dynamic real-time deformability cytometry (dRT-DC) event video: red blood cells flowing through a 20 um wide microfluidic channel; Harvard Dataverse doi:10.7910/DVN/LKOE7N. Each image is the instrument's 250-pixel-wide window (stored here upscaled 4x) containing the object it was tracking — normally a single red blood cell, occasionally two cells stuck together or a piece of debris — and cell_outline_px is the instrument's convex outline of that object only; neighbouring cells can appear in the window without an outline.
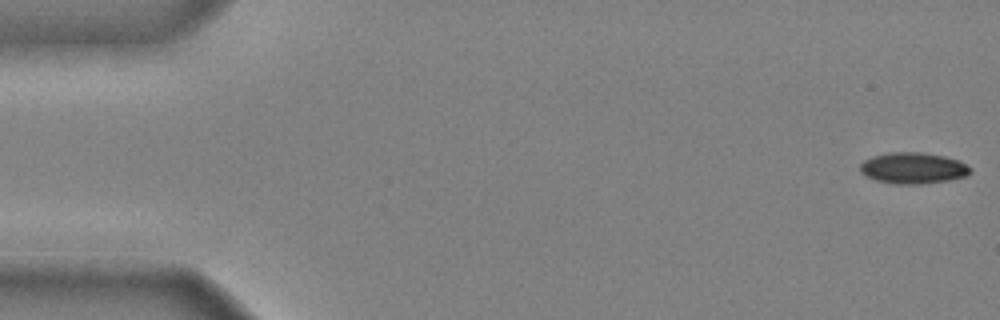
{"species": "common noctule bat (a hibernating species)", "species_latin": "Nyctalus noctula", "temperature_condition": "cold", "stored_images_in_passage": 47, "camera_frame_rate_fps": 3000, "um_per_image_px": 0.085, "animal": {"sex": "male", "body_mass_g": 20.4}, "frame": {"image": 1, "passage_image": 1, "time_ms": 0.0, "image_size_px": [1000, 320], "cell_outline_px": [[972, 172], [968, 176], [948, 180], [920, 184], [896, 184], [876, 180], [864, 176], [860, 172], [860, 164], [864, 160], [872, 156], [888, 152], [920, 152], [944, 156], [960, 160], [972, 168]], "centroid_in_image_um": [77.62, 14.28], "position_along_channel_um": 7.4, "area_um2": 20.29}}
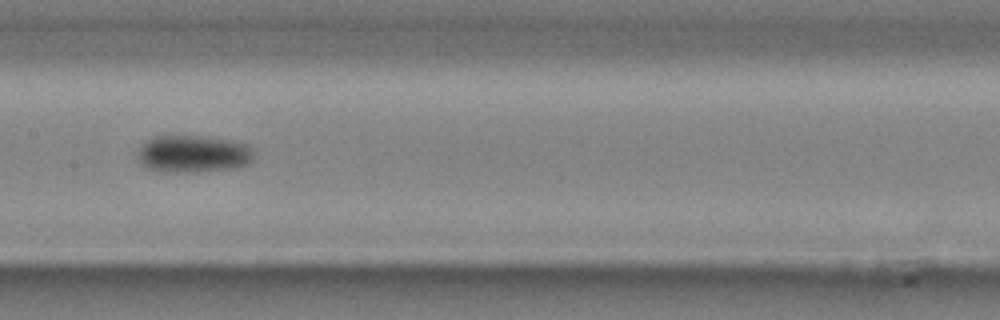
{"frame": {"image": 2, "passage_image": 25, "time_ms": 8.0, "image_size_px": [1000, 320], "cell_outline_px": [[252, 160], [248, 164], [236, 168], [200, 172], [160, 172], [148, 168], [140, 160], [140, 148], [148, 140], [156, 136], [208, 136], [236, 140], [248, 144], [252, 152]], "centroid_in_image_um": [16.5, 13.08], "position_along_channel_um": 190.9, "area_um2": 25.32}}
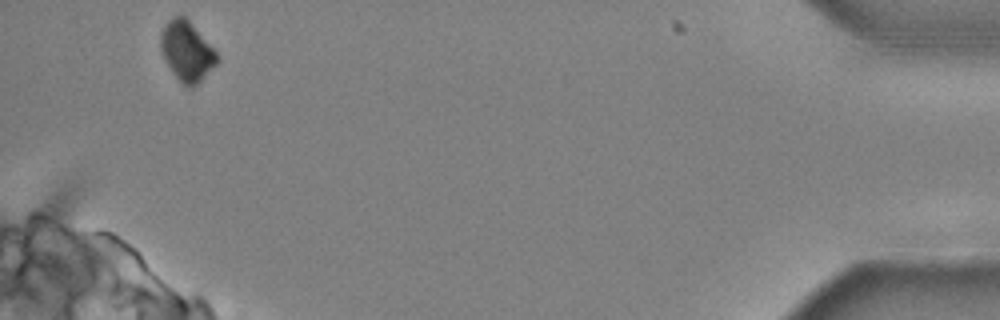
{"frame": {"image": 3, "passage_image": 47, "time_ms": 15.333, "image_size_px": [1000, 320], "cell_outline_px": [[220, 60], [192, 88], [188, 88], [172, 72], [160, 48], [160, 36], [164, 24], [168, 20], [176, 16], [184, 16], [192, 24], [216, 52]], "centroid_in_image_um": [15.87, 4.34], "position_along_channel_um": 419.3, "area_um2": 19.13}, "authors_computed_cell_mechanics": {"area_um2": 22.1374, "velocity_mm_per_s": 3.9508, "shape_relaxation_time_tau1_ms": 3.4001, "shape_relaxation_time_tau2_ms": null, "deformation_change_tau1": 0.1161, "deformation_change_tau2": null}}